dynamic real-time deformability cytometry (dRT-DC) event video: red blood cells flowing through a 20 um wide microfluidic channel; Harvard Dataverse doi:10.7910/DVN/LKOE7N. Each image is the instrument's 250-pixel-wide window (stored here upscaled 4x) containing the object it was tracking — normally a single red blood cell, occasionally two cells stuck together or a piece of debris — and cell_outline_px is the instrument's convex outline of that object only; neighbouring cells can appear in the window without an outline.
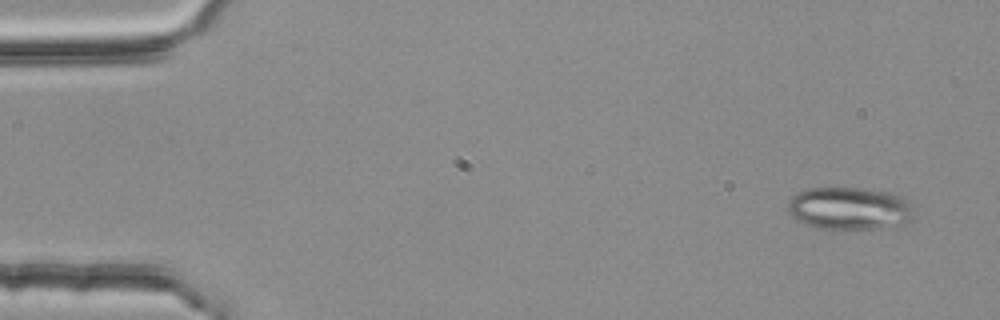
{"species": "common noctule bat (a hibernating species)", "species_latin": "Nyctalus noctula", "temperature_condition": "room temperature", "stored_images_in_passage": 4, "camera_frame_rate_fps": 3000, "um_per_image_px": 0.085, "animal": {"sex": "female", "body_mass_g": 25.1}, "frame": {"image": 1, "passage_image": 1, "time_ms": 0.0, "image_size_px": [1000, 320], "cell_outline_px": [[912, 216], [900, 228], [820, 228], [796, 220], [784, 208], [788, 200], [792, 196], [808, 188], [864, 188], [888, 192], [912, 200]], "centroid_in_image_um": [72.22, 17.71], "position_along_channel_um": 12.8, "area_um2": 31.62}}